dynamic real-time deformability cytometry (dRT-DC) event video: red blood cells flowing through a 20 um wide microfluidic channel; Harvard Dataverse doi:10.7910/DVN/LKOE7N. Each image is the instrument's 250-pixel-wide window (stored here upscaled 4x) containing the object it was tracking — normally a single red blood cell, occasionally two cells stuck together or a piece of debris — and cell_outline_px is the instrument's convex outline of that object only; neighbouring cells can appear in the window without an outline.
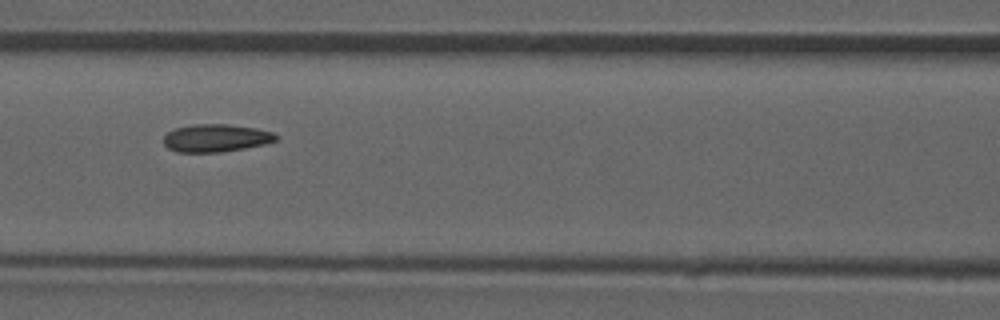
{"species": "common noctule bat (a hibernating species)", "species_latin": "Nyctalus noctula", "temperature_condition": "room temperature", "stored_images_in_passage": 10, "camera_frame_rate_fps": 3000, "um_per_image_px": 0.085, "animal": {"sex": "male", "forearm_length_mm": 52.5}, "frame": {"image": 1, "passage_image": 6, "time_ms": 6.667, "image_size_px": [1000, 320], "cell_outline_px": [[280, 136], [276, 140], [264, 144], [244, 148], [220, 152], [176, 152], [168, 148], [164, 144], [164, 136], [168, 132], [176, 128], [192, 124], [228, 124], [256, 128], [272, 132]], "centroid_in_image_um": [18.35, 11.73], "position_along_channel_um": 148.2, "area_um2": 18.15}}
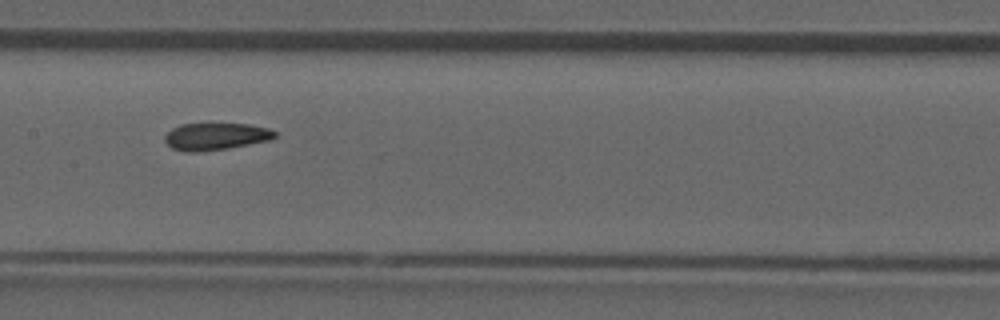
{"frame": {"image": 2, "passage_image": 7, "time_ms": 7.667, "image_size_px": [1000, 320], "cell_outline_px": [[276, 136], [272, 140], [228, 148], [200, 152], [184, 152], [172, 148], [164, 140], [164, 136], [172, 128], [180, 124], [248, 124], [268, 128], [276, 132]], "centroid_in_image_um": [18.33, 11.6], "position_along_channel_um": 189.1, "area_um2": 17.46}}